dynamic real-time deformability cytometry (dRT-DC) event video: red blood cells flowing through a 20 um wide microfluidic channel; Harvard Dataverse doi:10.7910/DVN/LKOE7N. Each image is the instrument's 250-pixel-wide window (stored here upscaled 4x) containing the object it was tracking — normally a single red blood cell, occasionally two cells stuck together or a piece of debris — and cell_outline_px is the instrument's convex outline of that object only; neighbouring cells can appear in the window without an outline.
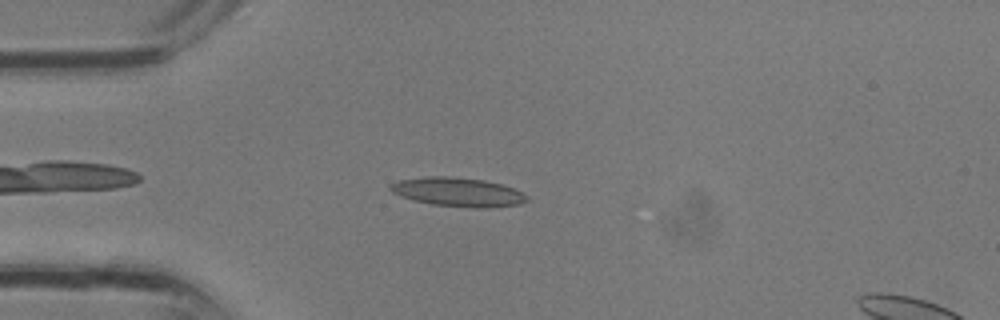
{"species": "common noctule bat (a hibernating species)", "species_latin": "Nyctalus noctula", "temperature_condition": "room temperature", "stored_images_in_passage": 28, "segment_of_instrument_passage": [1, 2], "camera_frame_rate_fps": 3000, "um_per_image_px": 0.085, "animal": {"sex": "male", "body_mass_g": 13.3}, "frame": {"image": 1, "passage_image": 3, "time_ms": 0.667, "image_size_px": [1000, 320], "cell_outline_px": [[528, 200], [520, 204], [488, 208], [476, 208], [432, 204], [416, 200], [392, 192], [388, 188], [388, 184], [400, 180], [428, 176], [444, 176], [484, 180], [500, 184], [512, 188], [528, 196]], "centroid_in_image_um": [38.93, 16.32], "position_along_channel_um": 46.1, "area_um2": 22.72}}
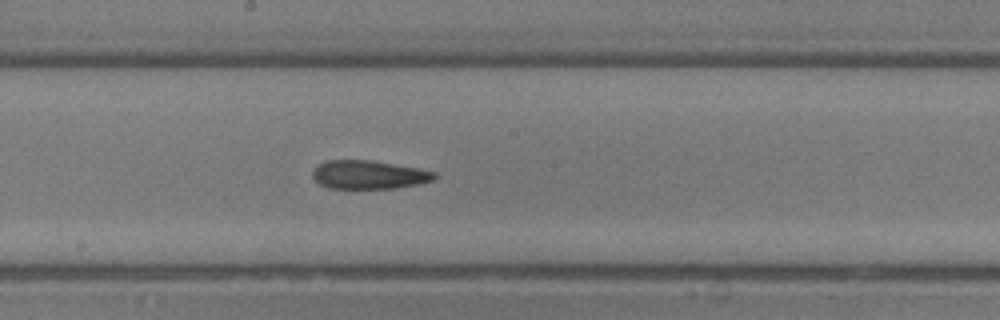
{"frame": {"image": 2, "passage_image": 12, "time_ms": 3.667, "image_size_px": [1000, 320], "cell_outline_px": [[436, 176], [432, 180], [420, 184], [396, 188], [328, 188], [320, 184], [312, 176], [312, 172], [316, 164], [328, 160], [372, 160], [416, 168], [436, 172]], "centroid_in_image_um": [31.32, 14.85], "position_along_channel_um": 216.9, "area_um2": 20.23}}
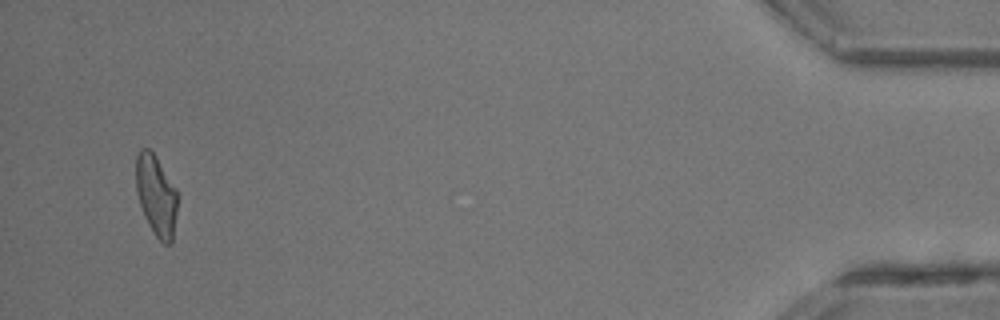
{"frame": {"image": 3, "passage_image": 26, "time_ms": 8.333, "image_size_px": [1000, 320], "cell_outline_px": [[176, 212], [172, 244], [164, 244], [156, 236], [148, 224], [144, 216], [140, 204], [136, 188], [136, 156], [140, 148], [148, 148], [156, 156], [176, 188]], "centroid_in_image_um": [13.26, 16.6], "position_along_channel_um": 421.9, "area_um2": 19.36}}